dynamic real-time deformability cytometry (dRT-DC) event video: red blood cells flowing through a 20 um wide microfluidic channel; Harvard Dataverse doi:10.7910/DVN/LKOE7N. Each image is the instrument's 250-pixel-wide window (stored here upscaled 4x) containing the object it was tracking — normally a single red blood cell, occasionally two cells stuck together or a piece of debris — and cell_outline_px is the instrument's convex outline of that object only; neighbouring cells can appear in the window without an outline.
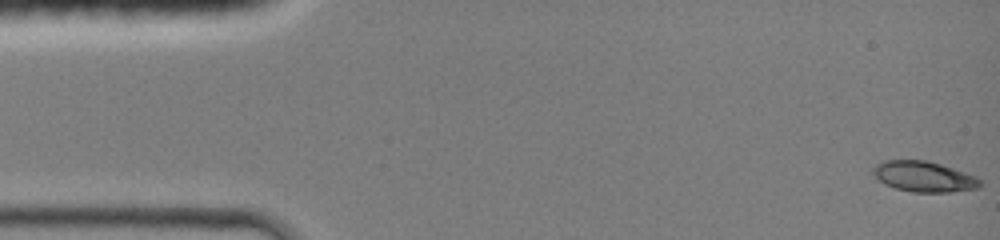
{"species": "common noctule bat (a hibernating species)", "species_latin": "Nyctalus noctula", "temperature_condition": "room temperature", "stored_images_in_passage": 45, "camera_frame_rate_fps": 3000, "um_per_image_px": 0.085, "animal": {"sex": "female", "body_mass_g": 19.0, "forearm_length_mm": 51.5}, "frame": {"image": 1, "passage_image": 1, "time_ms": 0.0, "image_size_px": [1000, 240], "cell_outline_px": [[980, 188], [948, 192], [912, 192], [896, 188], [884, 184], [872, 172], [872, 168], [876, 164], [884, 160], [928, 160], [976, 176], [980, 180]], "centroid_in_image_um": [78.52, 15.0], "position_along_channel_um": 6.5, "area_um2": 18.96}}
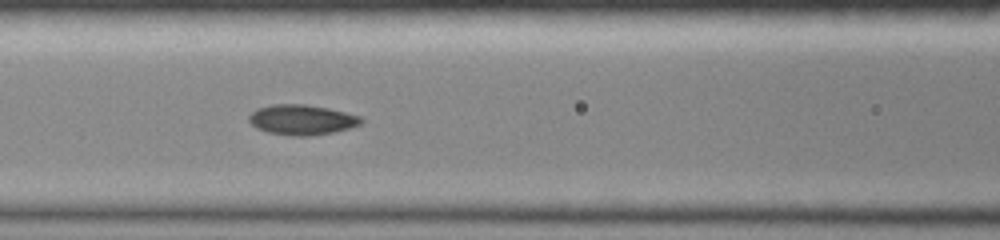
{"frame": {"image": 2, "passage_image": 19, "time_ms": 6.0, "image_size_px": [1000, 240], "cell_outline_px": [[364, 120], [360, 124], [352, 128], [312, 136], [292, 136], [268, 132], [256, 128], [248, 120], [248, 116], [256, 108], [272, 104], [304, 104], [328, 108], [360, 116]], "centroid_in_image_um": [25.64, 10.18], "position_along_channel_um": 141.0, "area_um2": 19.83}}
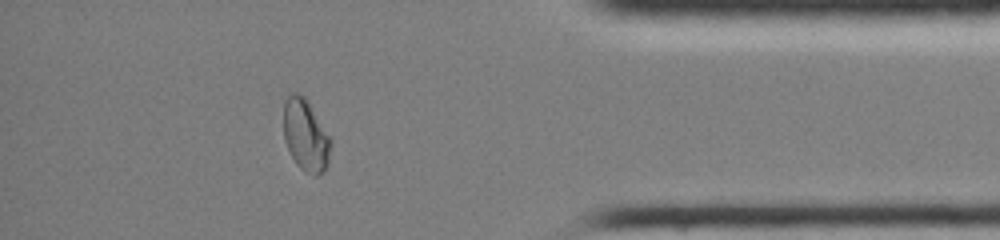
{"frame": {"image": 3, "passage_image": 39, "time_ms": 12.667, "image_size_px": [1000, 240], "cell_outline_px": [[332, 144], [328, 164], [316, 176], [312, 176], [304, 172], [296, 164], [284, 140], [284, 100], [288, 92], [296, 92], [304, 96], [332, 140]], "centroid_in_image_um": [25.97, 11.49], "position_along_channel_um": 409.2, "area_um2": 19.83}, "authors_computed_cell_mechanics": {"area_um2": 19.3052, "velocity_mm_per_s": 4.3175, "shape_relaxation_time_tau1_ms": 7.3674, "shape_relaxation_time_tau2_ms": 1.1057, "deformation_change_tau1": 0.1861, "deformation_change_tau2": 0.0233}}